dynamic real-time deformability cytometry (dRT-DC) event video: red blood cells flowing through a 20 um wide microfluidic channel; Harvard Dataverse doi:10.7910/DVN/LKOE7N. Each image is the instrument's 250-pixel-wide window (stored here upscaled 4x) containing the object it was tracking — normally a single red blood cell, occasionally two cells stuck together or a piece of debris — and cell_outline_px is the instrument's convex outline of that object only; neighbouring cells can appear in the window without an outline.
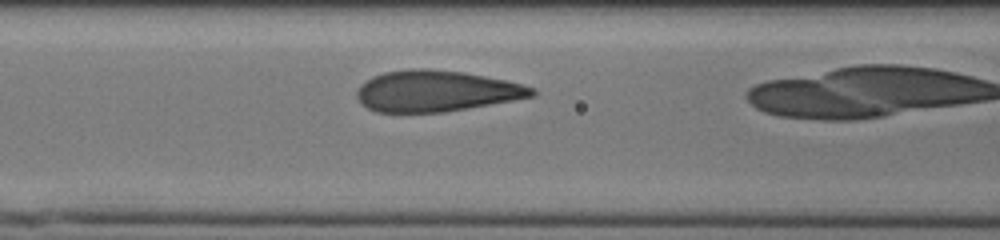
{"species": "human", "species_latin": "Homo sapiens", "temperature_condition": "cold", "stored_images_in_passage": 9, "camera_frame_rate_fps": 3000, "um_per_image_px": 0.085, "donor": {"sex": "male"}, "frame": {"image": 1, "passage_image": 4, "time_ms": 1.0, "image_size_px": [1000, 240], "cell_outline_px": [[536, 96], [444, 112], [376, 112], [368, 108], [356, 96], [356, 92], [360, 84], [372, 76], [384, 72], [412, 68], [428, 68], [460, 72], [484, 76], [504, 80], [536, 88]], "centroid_in_image_um": [37.05, 7.73], "position_along_channel_um": 129.5, "area_um2": 41.73}}
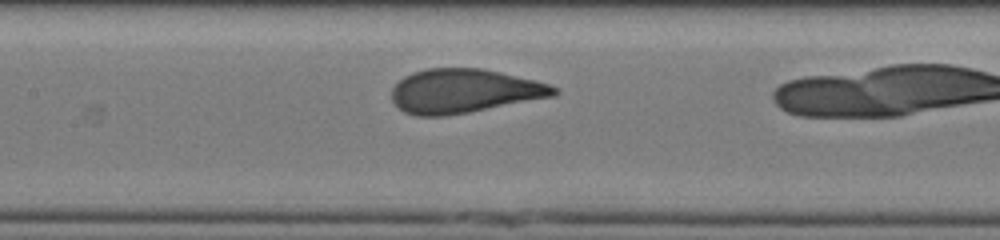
{"frame": {"image": 2, "passage_image": 7, "time_ms": 2.0, "image_size_px": [1000, 240], "cell_outline_px": [[560, 92], [556, 96], [468, 112], [444, 116], [416, 116], [404, 112], [392, 100], [392, 88], [404, 76], [412, 72], [428, 68], [480, 68], [500, 72], [536, 80], [560, 88]], "centroid_in_image_um": [39.47, 7.73], "position_along_channel_um": 167.9, "area_um2": 41.67}}